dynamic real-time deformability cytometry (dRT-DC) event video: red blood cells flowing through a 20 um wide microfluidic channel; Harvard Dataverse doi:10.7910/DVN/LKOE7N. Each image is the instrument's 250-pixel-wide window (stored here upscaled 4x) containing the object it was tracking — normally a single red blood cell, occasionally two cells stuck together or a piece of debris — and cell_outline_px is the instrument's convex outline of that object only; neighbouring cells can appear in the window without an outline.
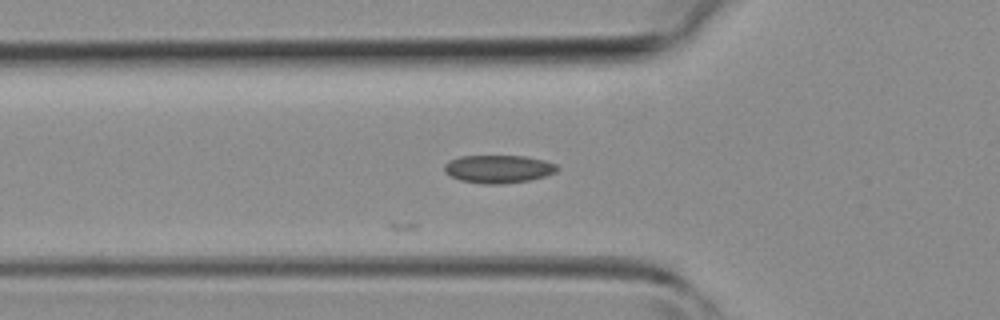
{"species": "common noctule bat (a hibernating species)", "species_latin": "Nyctalus noctula", "temperature_condition": "room temperature", "stored_images_in_passage": 14, "camera_frame_rate_fps": 3000, "um_per_image_px": 0.085, "animal": {"sex": "female", "body_mass_g": 19.3, "forearm_length_mm": 54.1}, "frame": {"image": 1, "passage_image": 3, "time_ms": 0.667, "image_size_px": [1000, 320], "cell_outline_px": [[560, 168], [556, 172], [544, 176], [528, 180], [500, 184], [484, 184], [460, 180], [444, 172], [444, 164], [448, 160], [460, 156], [524, 156], [544, 160], [556, 164]], "centroid_in_image_um": [42.35, 14.35], "position_along_channel_um": 83.5, "area_um2": 18.38}}
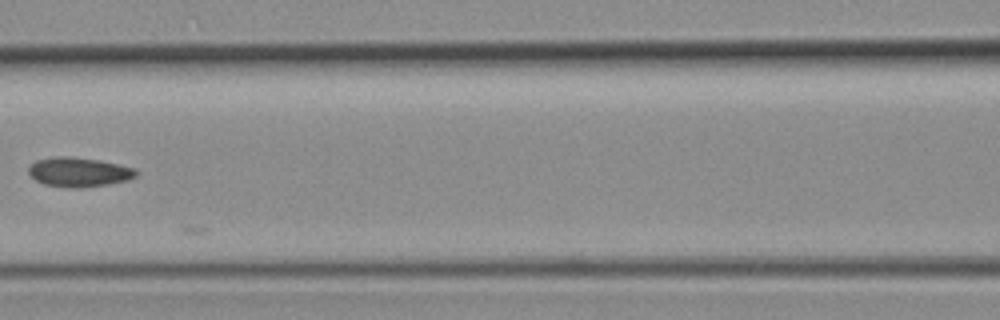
{"frame": {"image": 2, "passage_image": 8, "time_ms": 2.333, "image_size_px": [1000, 320], "cell_outline_px": [[140, 172], [136, 176], [128, 180], [108, 184], [80, 188], [64, 188], [44, 184], [36, 180], [28, 172], [28, 168], [36, 160], [52, 156], [72, 156], [100, 160], [120, 164], [136, 168]], "centroid_in_image_um": [6.73, 14.62], "position_along_channel_um": 159.9, "area_um2": 18.79}}
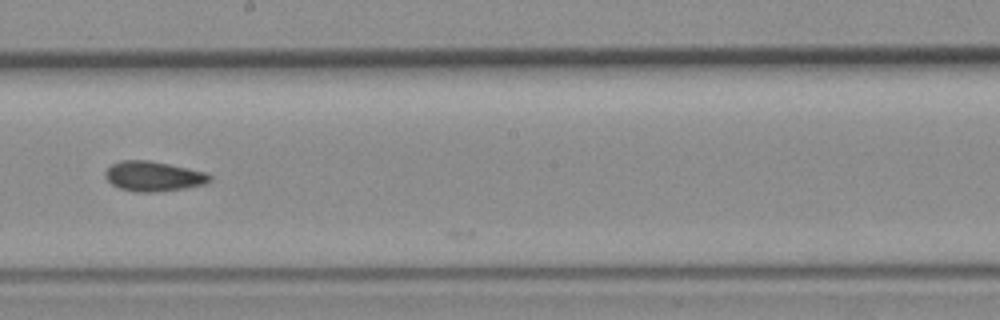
{"frame": {"image": 3, "passage_image": 13, "time_ms": 4.0, "image_size_px": [1000, 320], "cell_outline_px": [[212, 180], [204, 184], [184, 188], [156, 192], [136, 192], [120, 188], [112, 184], [104, 176], [104, 172], [112, 164], [120, 160], [148, 160], [208, 172], [212, 176]], "centroid_in_image_um": [13.05, 14.98], "position_along_channel_um": 235.1, "area_um2": 18.26}}